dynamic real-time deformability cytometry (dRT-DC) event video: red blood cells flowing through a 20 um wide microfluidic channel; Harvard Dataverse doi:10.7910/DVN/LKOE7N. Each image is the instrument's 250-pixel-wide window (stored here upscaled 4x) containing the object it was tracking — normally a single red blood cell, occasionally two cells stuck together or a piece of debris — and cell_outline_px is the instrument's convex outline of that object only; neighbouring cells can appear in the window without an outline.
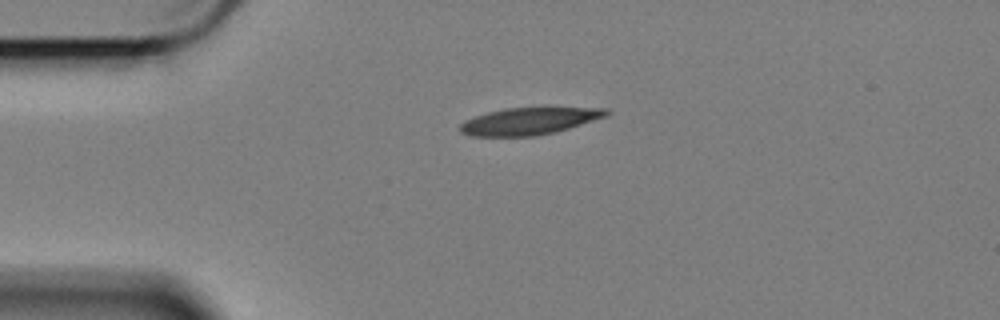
{"species": "Egyptian fruit bat (a non-hibernating species)", "species_latin": "Rousettus aegyptiacus", "temperature_condition": "cold", "stored_images_in_passage": 21, "camera_frame_rate_fps": 3000, "um_per_image_px": 0.085, "animal": {"sex": "female"}, "frame": {"image": 1, "passage_image": 1, "time_ms": 0.0, "image_size_px": [1000, 320], "cell_outline_px": [[612, 112], [608, 116], [556, 132], [536, 136], [472, 136], [460, 132], [460, 124], [476, 116], [488, 112], [504, 108], [608, 108]], "centroid_in_image_um": [45.03, 10.3], "position_along_channel_um": 40.0, "area_um2": 22.95}}
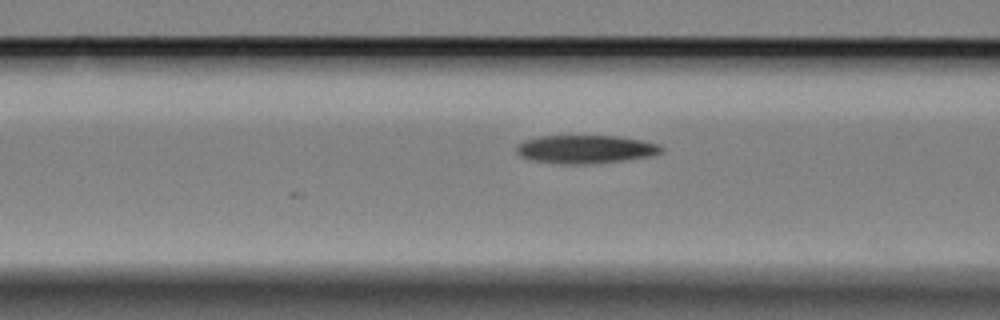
{"frame": {"image": 2, "passage_image": 10, "time_ms": 3.0, "image_size_px": [1000, 320], "cell_outline_px": [[664, 152], [652, 156], [624, 160], [592, 164], [560, 164], [532, 160], [520, 156], [516, 152], [516, 144], [524, 140], [540, 136], [620, 136], [660, 144], [664, 148]], "centroid_in_image_um": [49.78, 12.69], "position_along_channel_um": 116.8, "area_um2": 24.16}}
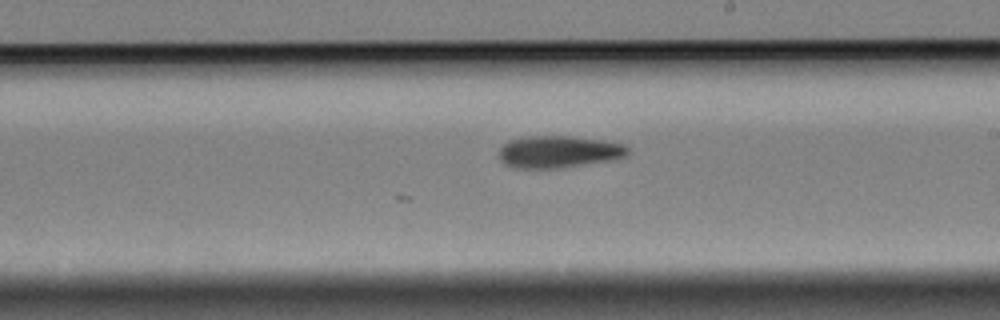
{"frame": {"image": 3, "passage_image": 21, "time_ms": 6.667, "image_size_px": [1000, 320], "cell_outline_px": [[628, 156], [612, 160], [560, 168], [512, 168], [504, 164], [500, 160], [500, 148], [508, 140], [528, 136], [572, 136], [604, 140], [624, 144], [628, 148]], "centroid_in_image_um": [47.49, 12.9], "position_along_channel_um": 241.5, "area_um2": 24.28}}